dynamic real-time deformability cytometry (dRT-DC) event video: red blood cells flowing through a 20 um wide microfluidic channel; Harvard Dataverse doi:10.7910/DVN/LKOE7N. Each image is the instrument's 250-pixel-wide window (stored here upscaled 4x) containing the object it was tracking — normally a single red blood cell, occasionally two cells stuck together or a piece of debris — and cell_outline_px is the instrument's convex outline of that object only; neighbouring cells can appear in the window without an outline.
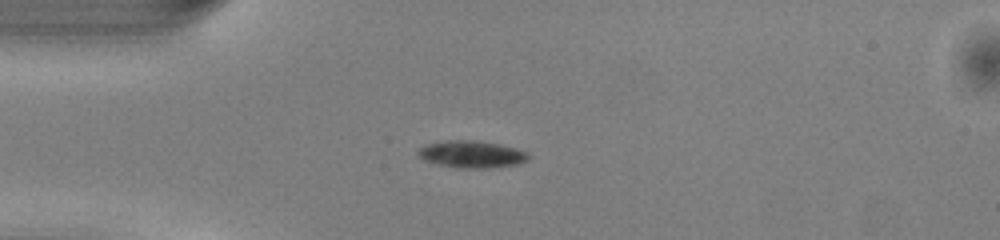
{"species": "common noctule bat (a hibernating species)", "species_latin": "Nyctalus noctula", "temperature_condition": "warm", "stored_images_in_passage": 38, "camera_frame_rate_fps": 3000, "um_per_image_px": 0.085, "animal": {"sex": "male", "body_mass_g": 13.0, "forearm_length_mm": 53.1}, "frame": {"image": 1, "passage_image": 1, "time_ms": 0.0, "image_size_px": [1000, 240], "cell_outline_px": [[532, 156], [528, 160], [520, 164], [488, 168], [456, 168], [436, 164], [420, 160], [416, 156], [416, 152], [424, 144], [448, 140], [476, 140], [500, 144], [516, 148], [528, 152]], "centroid_in_image_um": [40.07, 13.12], "position_along_channel_um": 44.9, "area_um2": 17.98}}
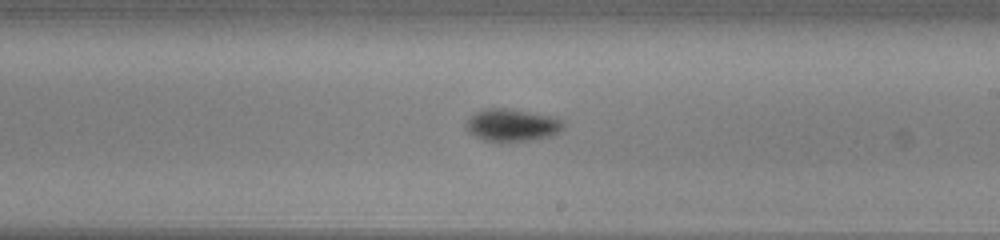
{"frame": {"image": 2, "passage_image": 17, "time_ms": 5.333, "image_size_px": [1000, 240], "cell_outline_px": [[564, 128], [552, 136], [528, 140], [484, 140], [468, 132], [464, 128], [464, 124], [468, 116], [484, 108], [504, 108], [552, 116], [560, 120], [564, 124]], "centroid_in_image_um": [43.47, 10.61], "position_along_channel_um": 245.5, "area_um2": 18.15}}
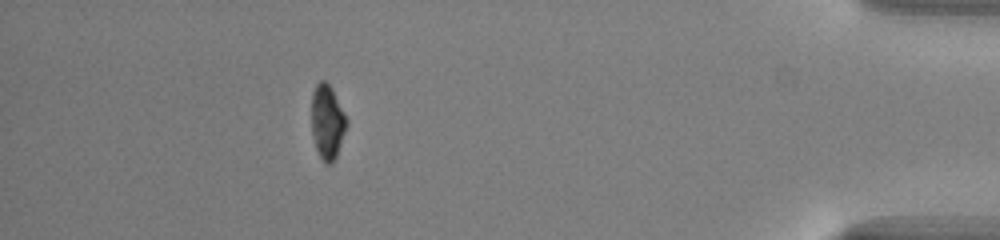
{"frame": {"image": 3, "passage_image": 33, "time_ms": 10.667, "image_size_px": [1000, 240], "cell_outline_px": [[348, 124], [336, 156], [332, 164], [324, 164], [316, 148], [312, 132], [312, 92], [316, 84], [320, 80], [324, 80], [332, 88], [348, 120]], "centroid_in_image_um": [27.83, 10.36], "position_along_channel_um": 407.4, "area_um2": 15.2}, "authors_computed_cell_mechanics": {"area_um2": 16.9065, "velocity_mm_per_s": 4.098, "shape_relaxation_time_tau1_ms": 1.69, "shape_relaxation_time_tau2_ms": null, "deformation_change_tau1": 0.1123, "deformation_change_tau2": null}}